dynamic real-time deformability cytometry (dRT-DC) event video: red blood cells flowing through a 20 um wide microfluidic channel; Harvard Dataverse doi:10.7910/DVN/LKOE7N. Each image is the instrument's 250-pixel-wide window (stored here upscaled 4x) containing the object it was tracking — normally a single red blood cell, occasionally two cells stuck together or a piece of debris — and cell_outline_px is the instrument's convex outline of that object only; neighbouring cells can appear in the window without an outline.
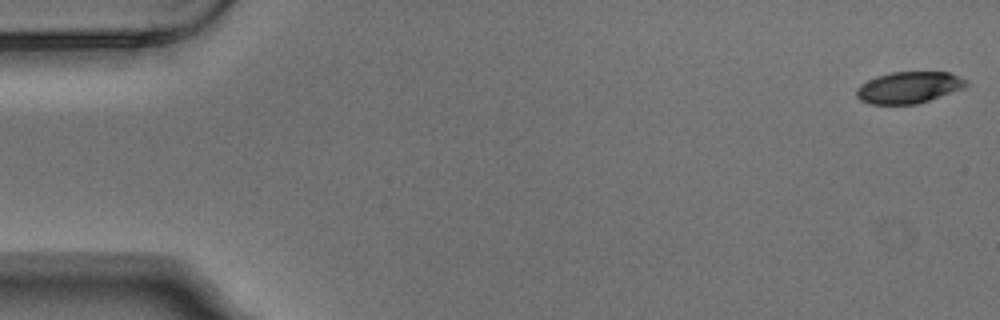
{"species": "Egyptian fruit bat (a non-hibernating species)", "species_latin": "Rousettus aegyptiacus", "temperature_condition": "warm", "stored_images_in_passage": 6, "camera_frame_rate_fps": 3000, "um_per_image_px": 0.085, "animal": {"sex": "male"}, "frame": {"image": 1, "passage_image": 1, "time_ms": 0.0, "image_size_px": [1000, 320], "cell_outline_px": [[968, 84], [964, 88], [916, 104], [868, 104], [860, 100], [856, 96], [856, 88], [860, 84], [876, 76], [892, 72], [948, 72], [968, 80]], "centroid_in_image_um": [77.22, 7.43], "position_along_channel_um": 7.8, "area_um2": 20.17}}
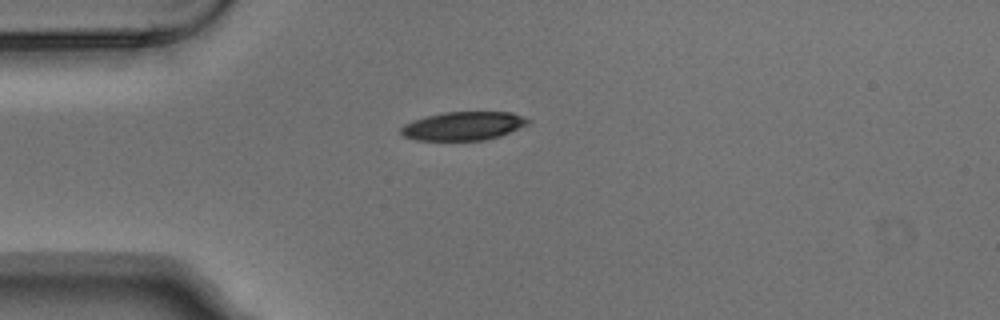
{"frame": {"image": 2, "passage_image": 4, "time_ms": 1.0, "image_size_px": [1000, 320], "cell_outline_px": [[528, 124], [500, 136], [484, 140], [416, 140], [404, 136], [400, 132], [400, 128], [404, 124], [412, 120], [444, 112], [512, 112], [528, 120]], "centroid_in_image_um": [39.34, 10.71], "position_along_channel_um": 45.7, "area_um2": 20.92}}
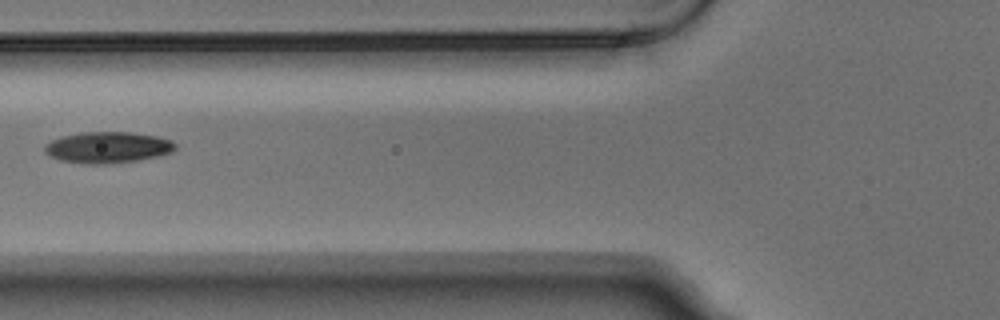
{"frame": {"image": 3, "passage_image": 6, "time_ms": 1.667, "image_size_px": [1000, 320], "cell_outline_px": [[176, 148], [172, 152], [160, 156], [136, 160], [108, 164], [84, 164], [60, 160], [48, 156], [44, 152], [44, 144], [52, 140], [64, 136], [80, 132], [132, 132], [156, 136], [172, 140], [176, 144]], "centroid_in_image_um": [9.15, 12.53], "position_along_channel_um": 116.7, "area_um2": 23.99}}